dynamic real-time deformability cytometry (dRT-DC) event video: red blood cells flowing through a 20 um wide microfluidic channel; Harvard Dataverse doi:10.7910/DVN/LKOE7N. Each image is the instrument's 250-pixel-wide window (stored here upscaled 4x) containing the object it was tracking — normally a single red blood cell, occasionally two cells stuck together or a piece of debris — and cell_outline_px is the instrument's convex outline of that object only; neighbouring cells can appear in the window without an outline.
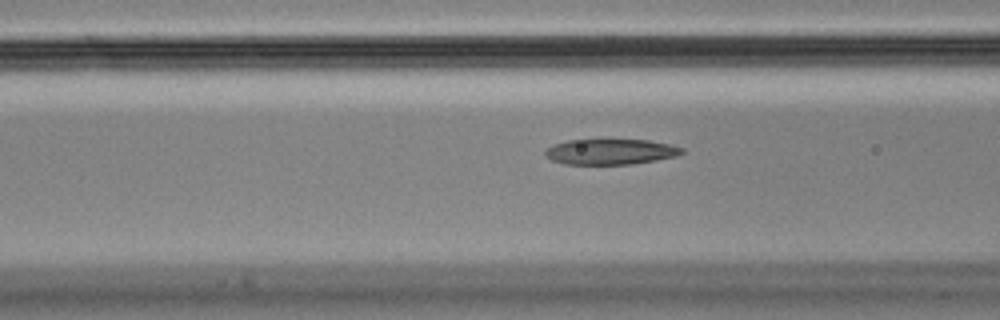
{"species": "Egyptian fruit bat (a non-hibernating species)", "species_latin": "Rousettus aegyptiacus", "temperature_condition": "cold", "stored_images_in_passage": 35, "camera_frame_rate_fps": 3000, "um_per_image_px": 0.085, "animal": {"sex": "male"}, "frame": {"image": 1, "passage_image": 12, "time_ms": 3.667, "image_size_px": [1000, 320], "cell_outline_px": [[684, 152], [676, 156], [656, 160], [632, 164], [564, 164], [552, 160], [544, 156], [544, 152], [552, 144], [568, 140], [608, 136], [648, 140], [668, 144], [684, 148]], "centroid_in_image_um": [51.86, 12.84], "position_along_channel_um": 114.7, "area_um2": 21.44}}
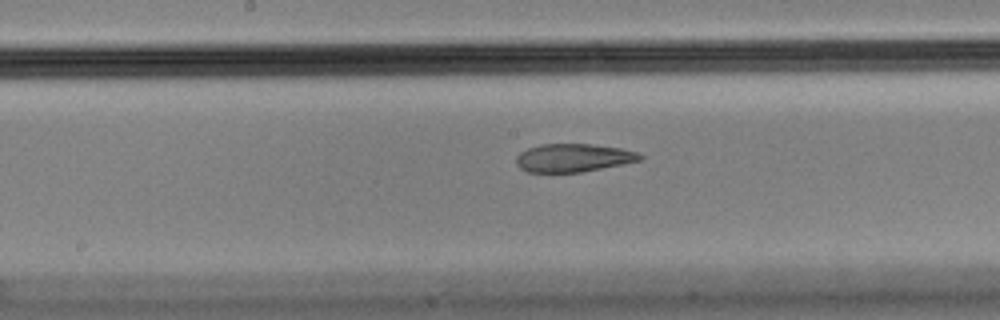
{"frame": {"image": 2, "passage_image": 19, "time_ms": 6.0, "image_size_px": [1000, 320], "cell_outline_px": [[644, 156], [640, 160], [624, 164], [580, 172], [528, 172], [520, 168], [516, 164], [516, 156], [520, 152], [528, 148], [540, 144], [592, 144], [620, 148], [636, 152]], "centroid_in_image_um": [48.71, 13.41], "position_along_channel_um": 199.5, "area_um2": 20.29}}
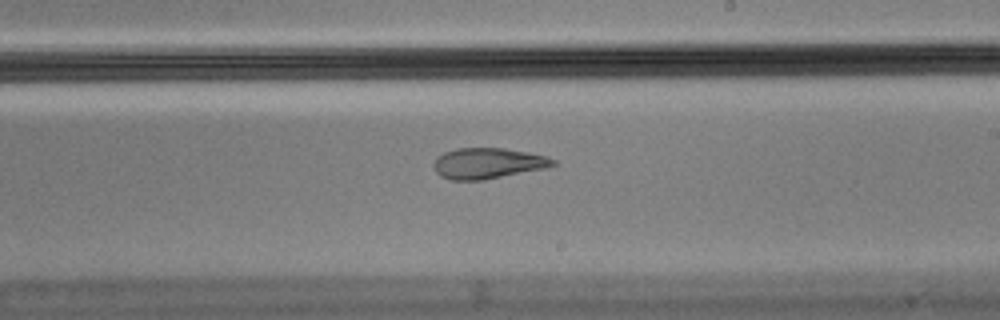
{"frame": {"image": 3, "passage_image": 23, "time_ms": 7.333, "image_size_px": [1000, 320], "cell_outline_px": [[556, 164], [544, 168], [484, 180], [452, 180], [440, 176], [436, 172], [432, 164], [436, 156], [444, 152], [456, 148], [504, 148], [528, 152], [548, 156], [556, 160]], "centroid_in_image_um": [41.43, 13.87], "position_along_channel_um": 247.6, "area_um2": 21.5}}